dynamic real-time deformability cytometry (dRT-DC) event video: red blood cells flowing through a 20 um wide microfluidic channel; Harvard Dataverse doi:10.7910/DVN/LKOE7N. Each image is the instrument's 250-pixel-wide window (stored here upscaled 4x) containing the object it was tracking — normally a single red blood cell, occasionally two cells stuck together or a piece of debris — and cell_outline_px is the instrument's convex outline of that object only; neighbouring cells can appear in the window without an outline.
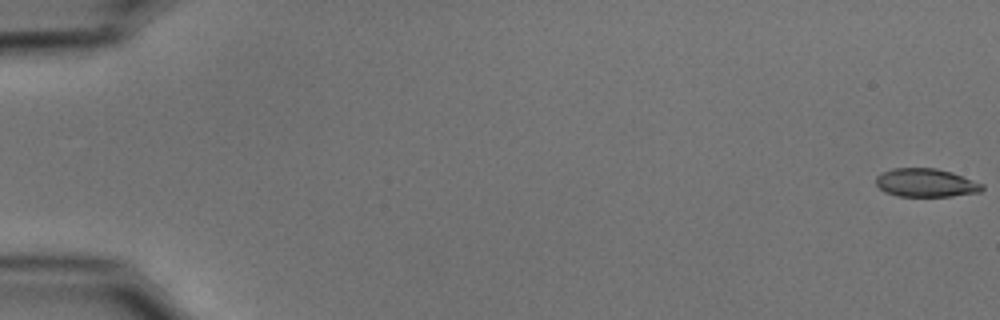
{"species": "common noctule bat (a hibernating species)", "species_latin": "Nyctalus noctula", "temperature_condition": "cold", "stored_images_in_passage": 55, "camera_frame_rate_fps": 3000, "um_per_image_px": 0.085, "animal": {"sex": "male", "body_mass_g": 15.6}, "frame": {"image": 1, "passage_image": 1, "time_ms": 0.0, "image_size_px": [1000, 320], "cell_outline_px": [[984, 188], [980, 192], [952, 196], [896, 196], [884, 192], [876, 184], [876, 176], [892, 168], [936, 168], [952, 172], [984, 184]], "centroid_in_image_um": [78.71, 15.54], "position_along_channel_um": 6.3, "area_um2": 17.63}}
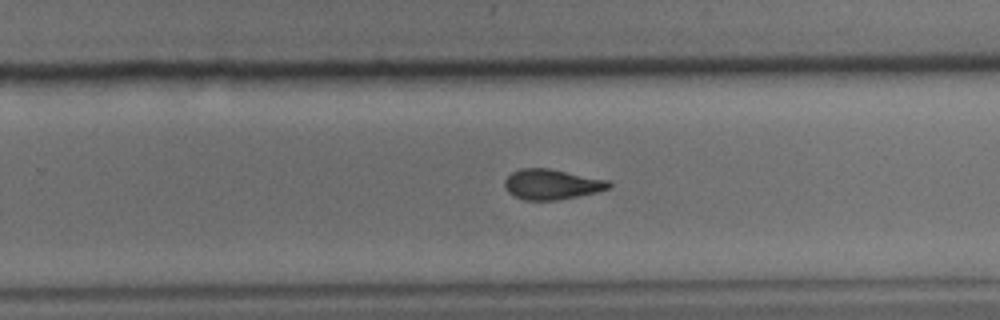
{"frame": {"image": 2, "passage_image": 36, "time_ms": 11.667, "image_size_px": [1000, 320], "cell_outline_px": [[612, 188], [596, 192], [556, 200], [524, 200], [512, 196], [504, 188], [504, 180], [512, 172], [520, 168], [548, 168], [608, 180], [612, 184]], "centroid_in_image_um": [46.87, 15.67], "position_along_channel_um": 282.9, "area_um2": 18.44}}
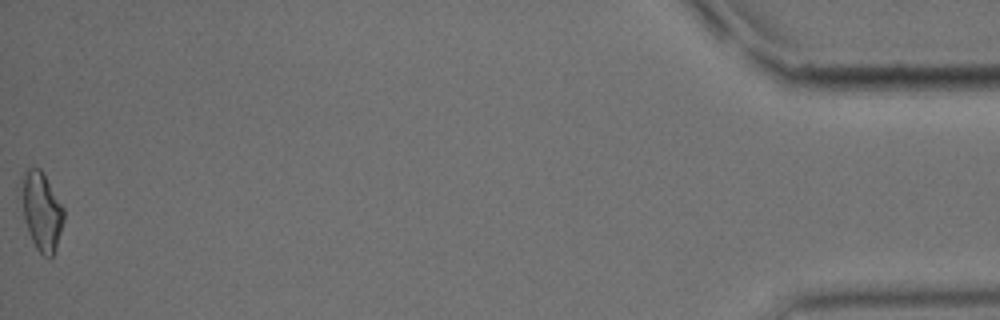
{"frame": {"image": 3, "passage_image": 55, "time_ms": 18.0, "image_size_px": [1000, 320], "cell_outline_px": [[64, 220], [56, 248], [52, 256], [48, 260], [36, 248], [28, 232], [24, 220], [24, 172], [28, 168], [40, 168], [64, 208]], "centroid_in_image_um": [3.58, 18.03], "position_along_channel_um": 431.6, "area_um2": 18.61}, "authors_computed_cell_mechanics": {"area_um2": 18.6116, "velocity_mm_per_s": 3.7595, "shape_relaxation_time_tau1_ms": 7.1925, "shape_relaxation_time_tau2_ms": 2.4261, "deformation_change_tau1": 0.1582, "deformation_change_tau2": 0.0835}}